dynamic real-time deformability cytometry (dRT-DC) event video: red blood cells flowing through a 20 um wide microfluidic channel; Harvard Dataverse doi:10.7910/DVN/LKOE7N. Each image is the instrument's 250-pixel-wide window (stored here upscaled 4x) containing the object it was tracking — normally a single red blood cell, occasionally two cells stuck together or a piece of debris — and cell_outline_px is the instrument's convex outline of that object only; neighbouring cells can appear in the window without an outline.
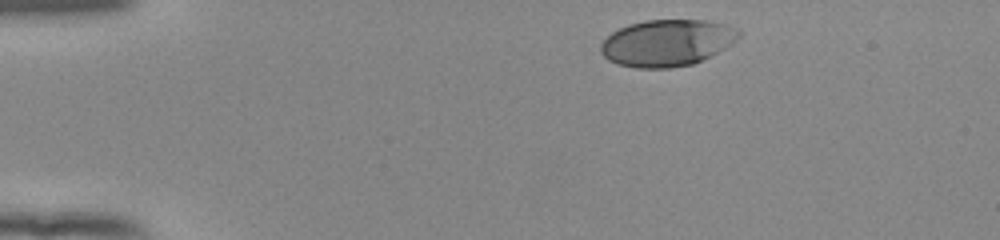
{"species": "human", "species_latin": "Homo sapiens", "temperature_condition": "room temperature", "stored_images_in_passage": 38, "camera_frame_rate_fps": 3000, "um_per_image_px": 0.085, "donor": {"sex": "female"}, "frame": {"image": 1, "passage_image": 1, "time_ms": 0.0, "image_size_px": [1000, 240], "cell_outline_px": [[744, 32], [732, 44], [692, 64], [668, 68], [636, 68], [616, 64], [608, 60], [600, 52], [600, 44], [612, 32], [628, 24], [644, 20], [704, 20], [728, 24], [740, 28]], "centroid_in_image_um": [56.71, 3.63], "position_along_channel_um": 28.3, "area_um2": 37.74}}
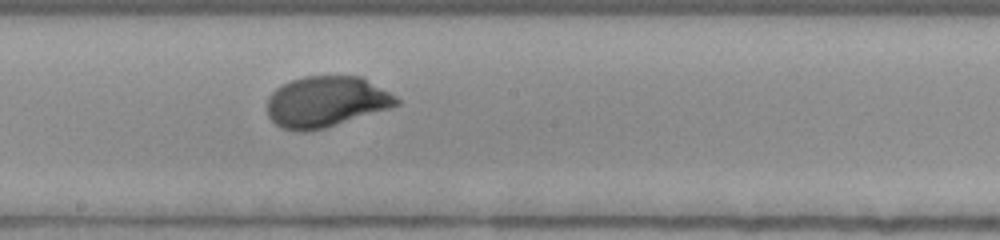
{"frame": {"image": 2, "passage_image": 22, "time_ms": 7.0, "image_size_px": [1000, 240], "cell_outline_px": [[400, 104], [388, 108], [324, 128], [304, 132], [296, 132], [280, 128], [268, 116], [268, 96], [276, 88], [292, 80], [304, 76], [364, 76], [396, 96], [400, 100]], "centroid_in_image_um": [27.71, 8.64], "position_along_channel_um": 220.5, "area_um2": 38.32}}
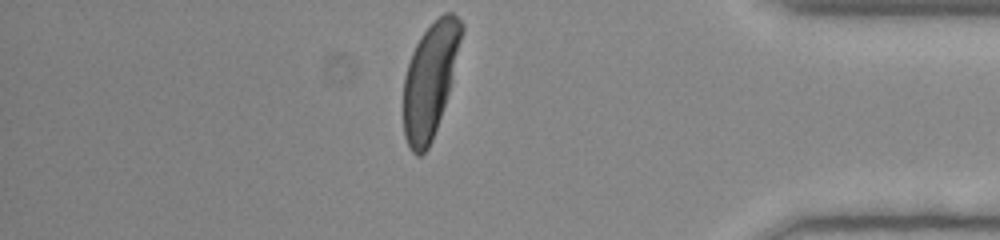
{"frame": {"image": 3, "passage_image": 38, "time_ms": 12.333, "image_size_px": [1000, 240], "cell_outline_px": [[464, 28], [452, 80], [432, 140], [428, 148], [420, 156], [416, 156], [412, 152], [404, 136], [404, 76], [412, 52], [420, 36], [444, 12], [452, 12], [464, 24]], "centroid_in_image_um": [36.56, 6.78], "position_along_channel_um": 398.6, "area_um2": 38.15}, "authors_computed_cell_mechanics": {"area_um2": 38.0613, "velocity_mm_per_s": 3.8577, "shape_relaxation_time_tau1_ms": 2.267, "shape_relaxation_time_tau2_ms": null, "deformation_change_tau1": 0.1459, "deformation_change_tau2": null}}